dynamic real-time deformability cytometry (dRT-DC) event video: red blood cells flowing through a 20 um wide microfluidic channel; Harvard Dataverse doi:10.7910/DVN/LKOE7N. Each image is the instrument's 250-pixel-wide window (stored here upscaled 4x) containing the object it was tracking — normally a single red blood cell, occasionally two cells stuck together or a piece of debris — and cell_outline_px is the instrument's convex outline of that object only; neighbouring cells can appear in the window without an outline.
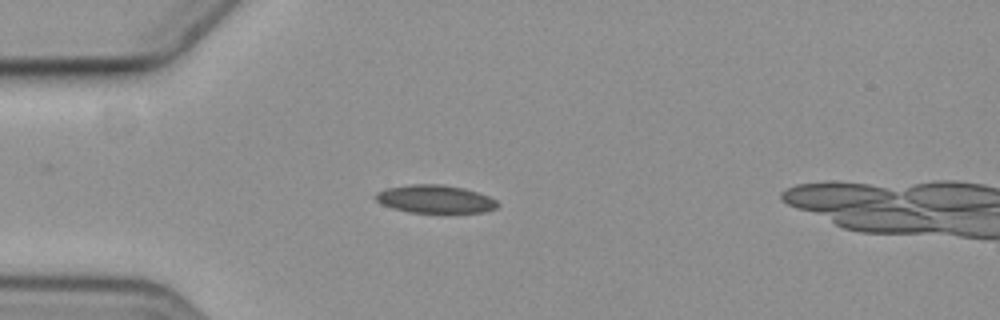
{"species": "common noctule bat (a hibernating species)", "species_latin": "Nyctalus noctula", "temperature_condition": "cold", "stored_images_in_passage": 42, "camera_frame_rate_fps": 3000, "um_per_image_px": 0.085, "animal": {"sex": "female", "body_mass_g": 19.3, "forearm_length_mm": 54.1}, "frame": {"image": 1, "passage_image": 4, "time_ms": 1.0, "image_size_px": [1000, 320], "cell_outline_px": [[500, 204], [496, 208], [488, 212], [408, 212], [392, 208], [380, 204], [372, 196], [376, 192], [384, 188], [412, 184], [440, 184], [464, 188], [488, 196], [496, 200]], "centroid_in_image_um": [36.94, 16.92], "position_along_channel_um": 48.1, "area_um2": 20.06}}
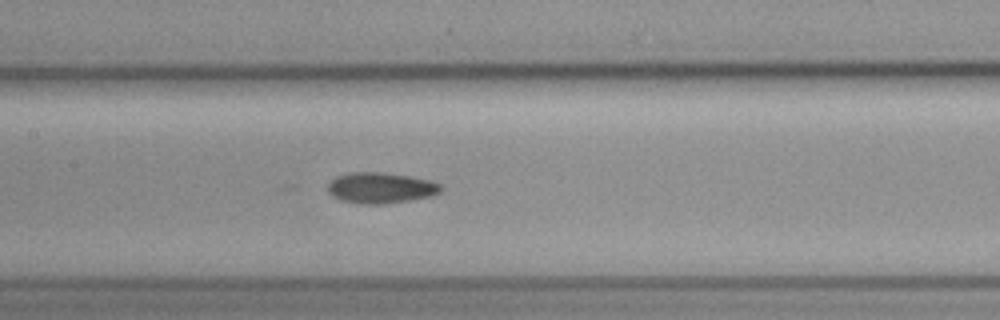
{"frame": {"image": 2, "passage_image": 16, "time_ms": 5.0, "image_size_px": [1000, 320], "cell_outline_px": [[444, 188], [440, 192], [432, 196], [384, 204], [356, 204], [340, 200], [332, 196], [328, 192], [328, 184], [336, 176], [348, 172], [384, 172], [408, 176], [428, 180], [440, 184]], "centroid_in_image_um": [32.33, 15.97], "position_along_channel_um": 175.1, "area_um2": 20.46}}
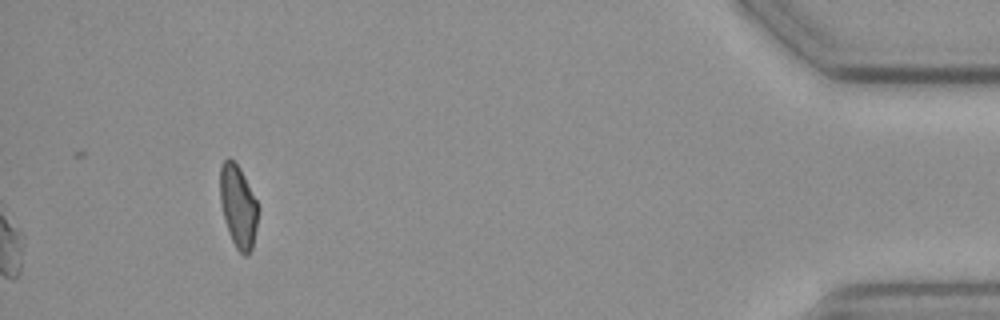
{"frame": {"image": 3, "passage_image": 42, "time_ms": 13.667, "image_size_px": [1000, 320], "cell_outline_px": [[260, 208], [252, 248], [248, 256], [244, 256], [236, 248], [228, 232], [220, 200], [220, 164], [228, 156], [240, 168]], "centroid_in_image_um": [20.25, 17.54], "position_along_channel_um": 414.9, "area_um2": 18.32}, "authors_computed_cell_mechanics": {"area_um2": 19.9121, "velocity_mm_per_s": 3.5873, "shape_relaxation_time_tau1_ms": null, "shape_relaxation_time_tau2_ms": 8.8516, "deformation_change_tau1": null, "deformation_change_tau2": 0.1283}}